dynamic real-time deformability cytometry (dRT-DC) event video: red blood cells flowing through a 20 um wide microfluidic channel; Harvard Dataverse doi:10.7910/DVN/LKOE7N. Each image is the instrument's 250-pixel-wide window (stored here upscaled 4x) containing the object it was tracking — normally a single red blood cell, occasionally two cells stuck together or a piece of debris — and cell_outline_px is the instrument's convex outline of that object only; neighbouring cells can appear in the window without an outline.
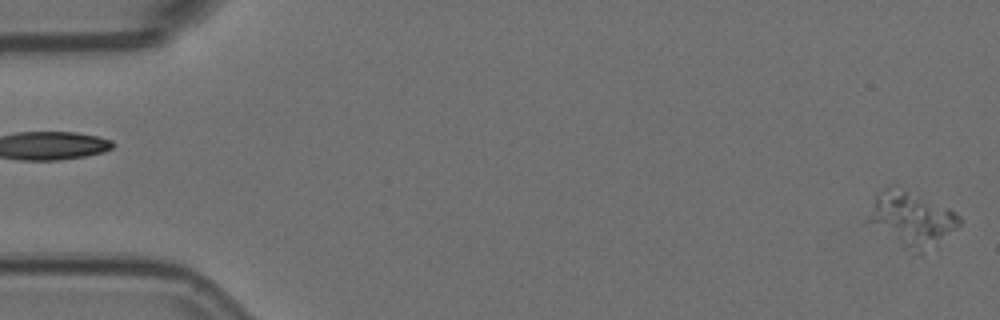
{"species": "Egyptian fruit bat (a non-hibernating species)", "species_latin": "Rousettus aegyptiacus", "temperature_condition": "room temperature", "stored_images_in_passage": 6, "segment_of_instrument_passage": [2, 2], "camera_frame_rate_fps": 3000, "um_per_image_px": 0.085, "animal": {"sex": "female"}, "frame": {"image": 1, "passage_image": 6, "time_ms": 1.667, "image_size_px": [1000, 320], "cell_outline_px": [[960, 224], [936, 248], [920, 256], [904, 248], [864, 220], [876, 196], [884, 188], [908, 188], [956, 212], [960, 216]], "centroid_in_image_um": [77.51, 18.66], "position_along_channel_um": 7.5, "area_um2": 29.54}}